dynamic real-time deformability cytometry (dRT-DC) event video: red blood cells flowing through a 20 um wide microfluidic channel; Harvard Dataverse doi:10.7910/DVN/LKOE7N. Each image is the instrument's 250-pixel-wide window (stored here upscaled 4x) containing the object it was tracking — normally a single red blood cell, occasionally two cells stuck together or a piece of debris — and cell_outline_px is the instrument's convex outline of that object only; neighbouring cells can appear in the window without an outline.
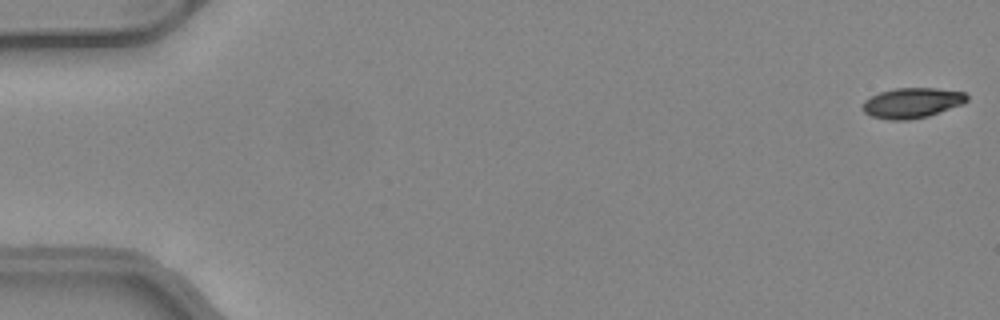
{"species": "common noctule bat (a hibernating species)", "species_latin": "Nyctalus noctula", "temperature_condition": "warm", "stored_images_in_passage": 9, "camera_frame_rate_fps": 3000, "um_per_image_px": 0.085, "animal": {"sex": "female", "body_mass_g": 24.6, "forearm_length_mm": 56.2}, "frame": {"image": 1, "passage_image": 1, "time_ms": 0.0, "image_size_px": [1000, 320], "cell_outline_px": [[968, 100], [960, 104], [928, 116], [908, 120], [888, 120], [872, 116], [864, 112], [860, 108], [864, 100], [880, 92], [896, 88], [936, 88], [964, 92], [968, 96]], "centroid_in_image_um": [77.48, 8.74], "position_along_channel_um": 7.5, "area_um2": 18.26}}